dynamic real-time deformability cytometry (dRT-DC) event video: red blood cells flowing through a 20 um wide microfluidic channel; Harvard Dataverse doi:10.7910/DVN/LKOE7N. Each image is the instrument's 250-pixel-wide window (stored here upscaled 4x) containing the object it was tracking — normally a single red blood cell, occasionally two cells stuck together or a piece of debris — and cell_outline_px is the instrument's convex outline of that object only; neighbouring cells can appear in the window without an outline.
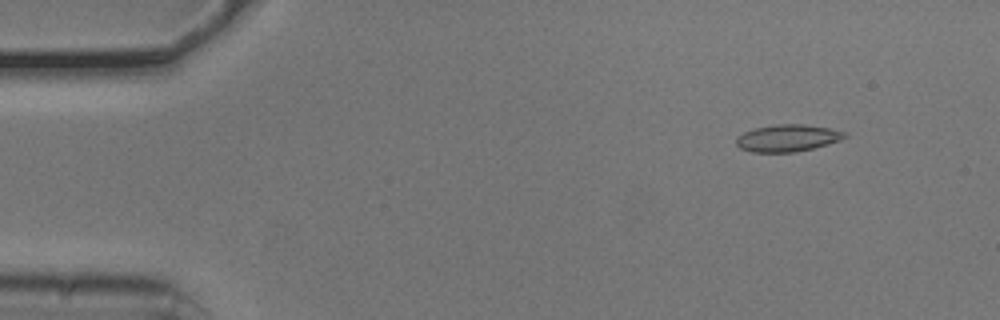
{"species": "common noctule bat (a hibernating species)", "species_latin": "Nyctalus noctula", "temperature_condition": "cold", "stored_images_in_passage": 11, "camera_frame_rate_fps": 3000, "um_per_image_px": 0.085, "animal": {"sex": "male", "body_mass_g": 20.5, "forearm_length_mm": 52.5}, "frame": {"image": 1, "passage_image": 4, "time_ms": 1.0, "image_size_px": [1000, 320], "cell_outline_px": [[848, 136], [840, 140], [812, 148], [796, 152], [752, 152], [740, 148], [736, 144], [736, 136], [744, 132], [756, 128], [776, 124], [804, 124], [828, 128], [848, 132]], "centroid_in_image_um": [66.94, 11.73], "position_along_channel_um": 18.1, "area_um2": 17.05}}